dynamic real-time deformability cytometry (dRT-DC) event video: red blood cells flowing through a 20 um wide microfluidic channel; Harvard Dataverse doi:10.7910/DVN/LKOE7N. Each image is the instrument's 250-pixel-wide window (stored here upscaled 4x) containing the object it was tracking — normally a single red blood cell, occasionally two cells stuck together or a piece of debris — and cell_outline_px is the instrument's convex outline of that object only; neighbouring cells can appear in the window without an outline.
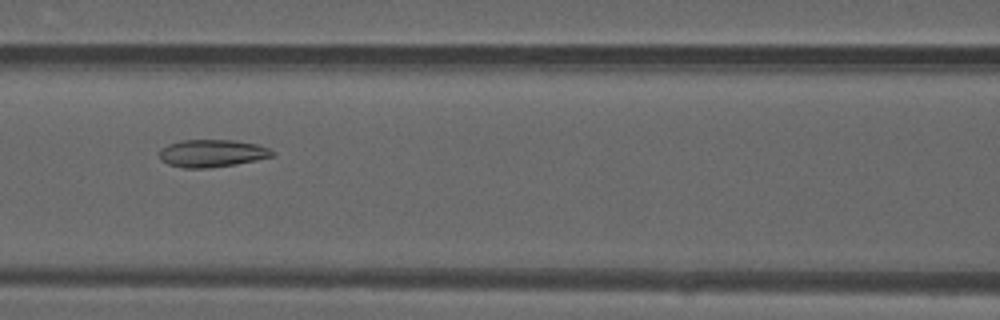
{"species": "common noctule bat (a hibernating species)", "species_latin": "Nyctalus noctula", "temperature_condition": "warm", "stored_images_in_passage": 49, "camera_frame_rate_fps": 3000, "um_per_image_px": 0.085, "animal": {"sex": "male", "forearm_length_mm": 52.5}, "frame": {"image": 1, "passage_image": 22, "time_ms": 7.0, "image_size_px": [1000, 320], "cell_outline_px": [[276, 156], [236, 164], [208, 168], [184, 168], [168, 164], [160, 160], [160, 148], [168, 144], [180, 140], [236, 140], [256, 144], [268, 148], [276, 152]], "centroid_in_image_um": [18.03, 13.03], "position_along_channel_um": 148.6, "area_um2": 18.26}}
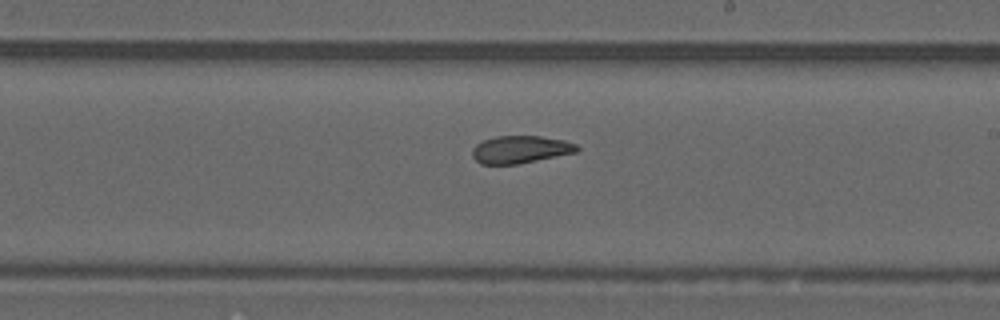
{"frame": {"image": 2, "passage_image": 29, "time_ms": 9.333, "image_size_px": [1000, 320], "cell_outline_px": [[580, 148], [576, 152], [520, 164], [480, 164], [472, 156], [472, 148], [476, 144], [484, 140], [496, 136], [540, 136], [564, 140], [576, 144]], "centroid_in_image_um": [44.22, 12.71], "position_along_channel_um": 244.8, "area_um2": 16.82}}
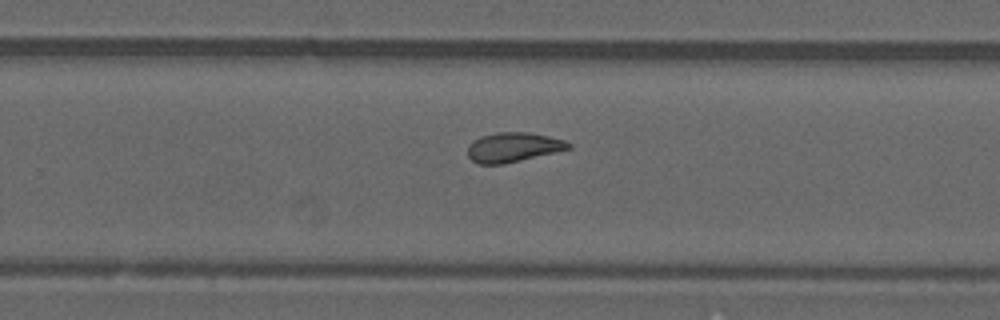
{"frame": {"image": 3, "passage_image": 32, "time_ms": 10.333, "image_size_px": [1000, 320], "cell_outline_px": [[572, 148], [504, 164], [476, 164], [468, 156], [468, 144], [472, 140], [480, 136], [496, 132], [528, 132], [548, 136], [564, 140], [572, 144]], "centroid_in_image_um": [43.59, 12.51], "position_along_channel_um": 286.2, "area_um2": 17.46}, "authors_computed_cell_mechanics": {"area_um2": 18.8428, "velocity_mm_per_s": 4.145, "shape_relaxation_time_tau1_ms": null, "shape_relaxation_time_tau2_ms": 2.4891, "deformation_change_tau1": null, "deformation_change_tau2": 0.0946}}